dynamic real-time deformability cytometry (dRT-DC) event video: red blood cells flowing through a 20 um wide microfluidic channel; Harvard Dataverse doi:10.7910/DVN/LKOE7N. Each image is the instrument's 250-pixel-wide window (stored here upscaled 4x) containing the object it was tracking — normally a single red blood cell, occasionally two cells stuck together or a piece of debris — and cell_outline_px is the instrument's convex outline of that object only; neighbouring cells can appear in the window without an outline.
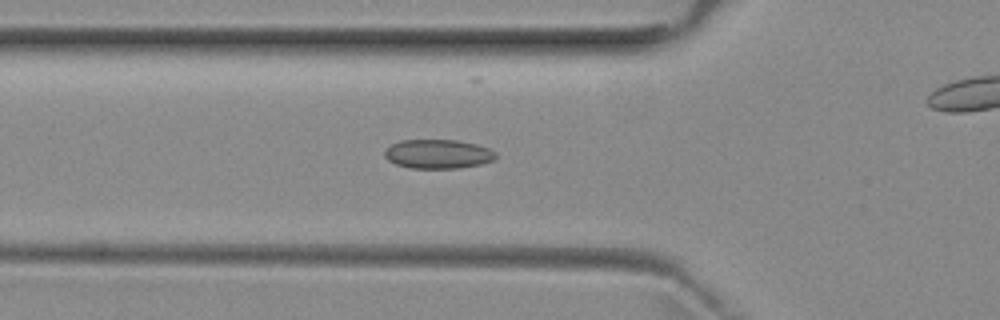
{"species": "common noctule bat (a hibernating species)", "species_latin": "Nyctalus noctula", "temperature_condition": "room temperature", "stored_images_in_passage": 53, "camera_frame_rate_fps": 3000, "um_per_image_px": 0.085, "animal": {"sex": "female", "body_mass_g": 29.2, "forearm_length_mm": 56.3}, "frame": {"image": 1, "passage_image": 18, "time_ms": 5.667, "image_size_px": [1000, 320], "cell_outline_px": [[496, 156], [492, 160], [480, 164], [460, 168], [408, 168], [396, 164], [388, 160], [384, 156], [384, 152], [392, 144], [400, 140], [456, 140], [476, 144], [488, 148], [496, 152]], "centroid_in_image_um": [37.21, 13.09], "position_along_channel_um": 88.6, "area_um2": 18.79}}
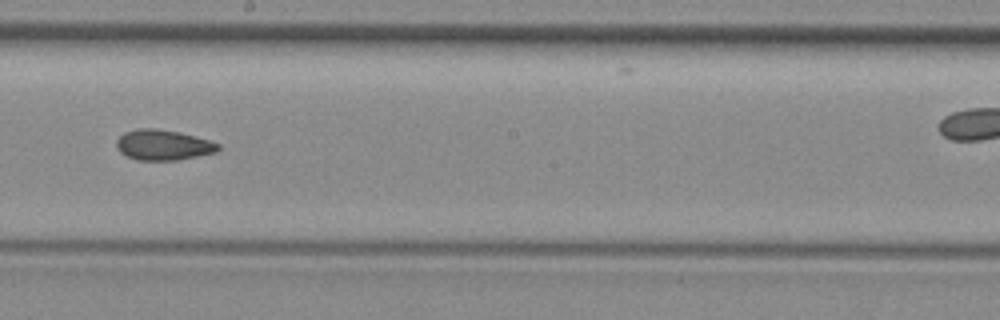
{"frame": {"image": 2, "passage_image": 29, "time_ms": 9.333, "image_size_px": [1000, 320], "cell_outline_px": [[220, 148], [216, 152], [176, 160], [136, 160], [120, 152], [116, 144], [116, 140], [124, 132], [136, 128], [156, 128], [180, 132], [208, 140], [220, 144]], "centroid_in_image_um": [13.85, 12.31], "position_along_channel_um": 234.4, "area_um2": 17.98}}
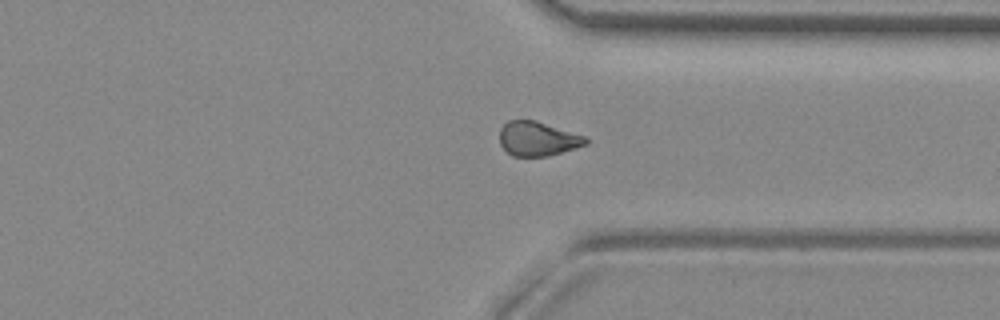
{"frame": {"image": 3, "passage_image": 39, "time_ms": 12.667, "image_size_px": [1000, 320], "cell_outline_px": [[588, 144], [548, 156], [512, 156], [500, 144], [500, 128], [508, 120], [536, 120], [584, 136], [588, 140]], "centroid_in_image_um": [45.69, 11.79], "position_along_channel_um": 365.7, "area_um2": 17.11}, "authors_computed_cell_mechanics": {"area_um2": 18.0914, "velocity_mm_per_s": 3.9608, "shape_relaxation_time_tau1_ms": null, "shape_relaxation_time_tau2_ms": 5.9359, "deformation_change_tau1": null, "deformation_change_tau2": 0.1064}}